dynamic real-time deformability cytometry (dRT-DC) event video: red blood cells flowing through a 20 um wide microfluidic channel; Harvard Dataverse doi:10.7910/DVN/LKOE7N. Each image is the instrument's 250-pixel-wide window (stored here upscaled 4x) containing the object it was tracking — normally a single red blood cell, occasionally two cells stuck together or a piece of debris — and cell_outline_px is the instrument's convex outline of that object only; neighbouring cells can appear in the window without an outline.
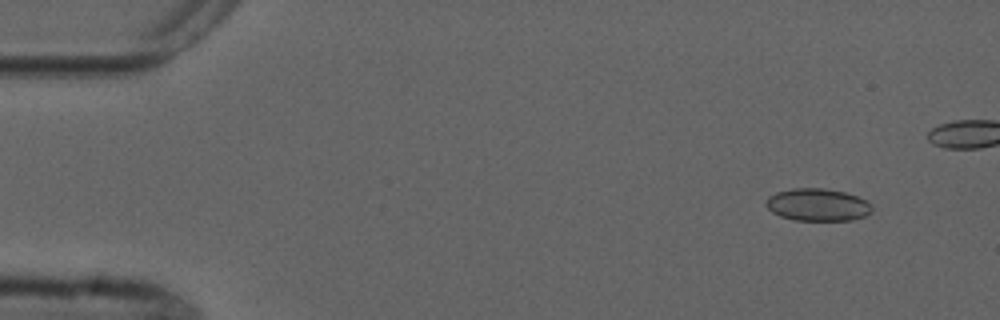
{"species": "common noctule bat (a hibernating species)", "species_latin": "Nyctalus noctula", "temperature_condition": "cold", "stored_images_in_passage": 6, "camera_frame_rate_fps": 3000, "um_per_image_px": 0.085, "animal": {"sex": "male", "forearm_length_mm": 52.5}, "frame": {"image": 1, "passage_image": 2, "time_ms": 1.333, "image_size_px": [1000, 320], "cell_outline_px": [[872, 212], [864, 216], [852, 220], [792, 220], [780, 216], [772, 212], [764, 204], [768, 196], [776, 192], [792, 188], [824, 188], [844, 192], [868, 200], [872, 204]], "centroid_in_image_um": [69.49, 17.4], "position_along_channel_um": 15.5, "area_um2": 20.23}}